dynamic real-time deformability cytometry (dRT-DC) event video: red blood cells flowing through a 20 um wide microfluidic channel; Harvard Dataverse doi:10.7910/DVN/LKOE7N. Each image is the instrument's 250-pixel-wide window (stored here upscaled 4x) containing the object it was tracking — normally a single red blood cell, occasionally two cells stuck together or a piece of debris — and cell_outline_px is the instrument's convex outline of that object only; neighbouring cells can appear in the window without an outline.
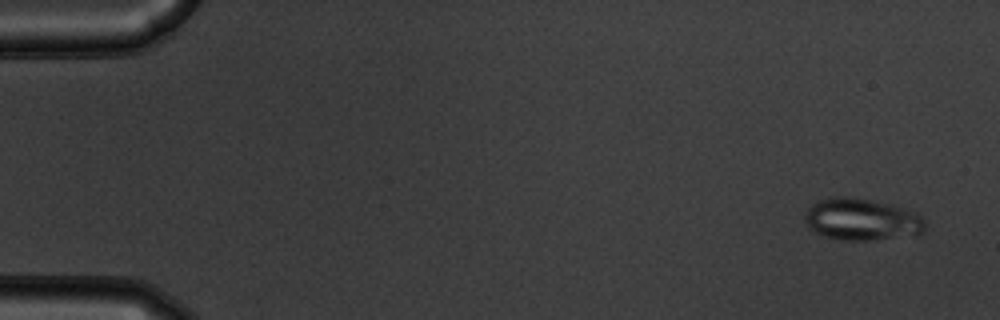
{"species": "common noctule bat (a hibernating species)", "species_latin": "Nyctalus noctula", "temperature_condition": "warm", "stored_images_in_passage": 54, "camera_frame_rate_fps": 3000, "um_per_image_px": 0.085, "animal": {"sex": "male", "body_mass_g": 19.5, "forearm_length_mm": 54.6}, "frame": {"image": 1, "passage_image": 3, "time_ms": 0.667, "image_size_px": [1000, 320], "cell_outline_px": [[924, 232], [868, 240], [844, 240], [820, 236], [812, 232], [808, 228], [804, 220], [804, 216], [808, 208], [812, 204], [820, 200], [832, 196], [840, 196], [868, 200], [892, 204], [920, 212], [924, 220]], "centroid_in_image_um": [73.2, 18.64], "position_along_channel_um": 11.8, "area_um2": 29.36}}
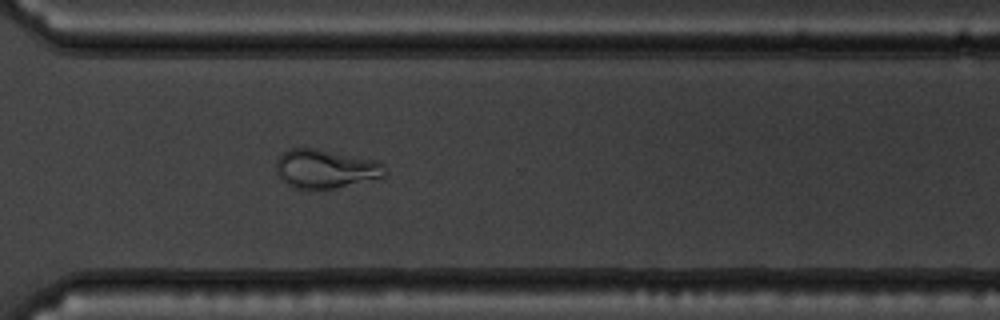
{"frame": {"image": 2, "passage_image": 40, "time_ms": 13.0, "image_size_px": [1000, 320], "cell_outline_px": [[384, 176], [336, 188], [296, 188], [280, 180], [276, 172], [276, 160], [288, 148], [316, 148], [376, 160], [384, 164]], "centroid_in_image_um": [27.62, 14.33], "position_along_channel_um": 343.0, "area_um2": 24.39}}
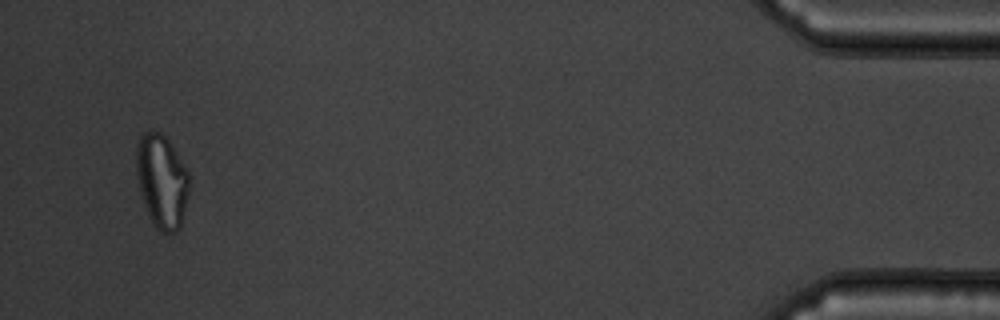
{"frame": {"image": 3, "passage_image": 52, "time_ms": 17.0, "image_size_px": [1000, 320], "cell_outline_px": [[188, 196], [180, 228], [176, 232], [160, 232], [156, 228], [144, 204], [140, 192], [136, 172], [136, 148], [144, 132], [160, 132], [168, 140], [188, 172]], "centroid_in_image_um": [13.75, 15.42], "position_along_channel_um": 421.5, "area_um2": 28.32}}